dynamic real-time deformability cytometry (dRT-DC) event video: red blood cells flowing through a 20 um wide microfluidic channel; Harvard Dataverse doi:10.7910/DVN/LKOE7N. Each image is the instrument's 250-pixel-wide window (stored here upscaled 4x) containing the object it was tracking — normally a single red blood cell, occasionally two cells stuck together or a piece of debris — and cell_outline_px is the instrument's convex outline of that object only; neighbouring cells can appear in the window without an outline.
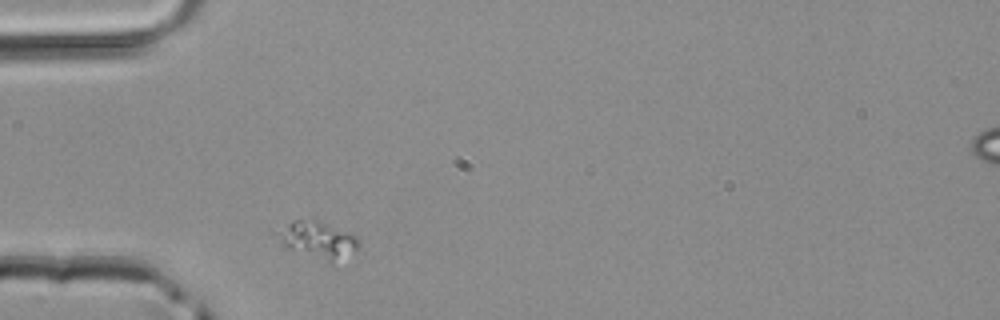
{"species": "common noctule bat (a hibernating species)", "species_latin": "Nyctalus noctula", "temperature_condition": "room temperature", "stored_images_in_passage": 2, "segment_of_instrument_passage": [1, 2], "camera_frame_rate_fps": 3000, "um_per_image_px": 0.085, "animal": {"sex": "male", "body_mass_g": 20.4}, "frame": {"image": 1, "passage_image": 1, "time_ms": 0.0, "image_size_px": [1000, 320], "cell_outline_px": [[360, 244], [356, 248], [332, 264], [284, 248], [280, 244], [268, 228], [292, 220], [312, 216], [356, 236], [360, 240]], "centroid_in_image_um": [26.8, 20.31], "position_along_channel_um": 58.2, "area_um2": 18.79}}